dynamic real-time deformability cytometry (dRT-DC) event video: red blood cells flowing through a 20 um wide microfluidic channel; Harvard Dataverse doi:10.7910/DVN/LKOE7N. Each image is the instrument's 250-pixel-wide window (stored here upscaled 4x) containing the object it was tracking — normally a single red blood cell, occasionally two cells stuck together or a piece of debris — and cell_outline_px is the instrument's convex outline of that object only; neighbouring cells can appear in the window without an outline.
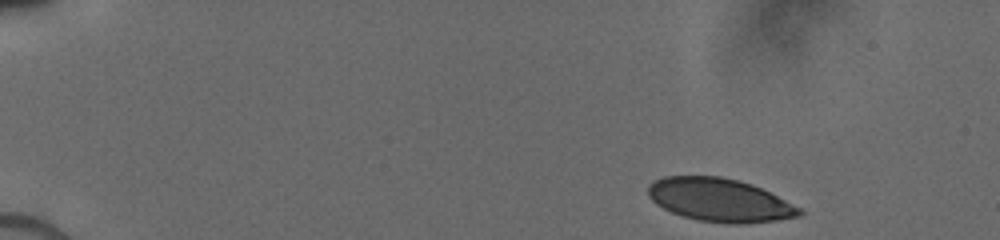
{"species": "human", "species_latin": "Homo sapiens", "temperature_condition": "cold", "stored_images_in_passage": 22, "camera_frame_rate_fps": 3000, "um_per_image_px": 0.085, "donor": {"sex": "male"}, "frame": {"image": 1, "passage_image": 1, "time_ms": 0.0, "image_size_px": [1000, 240], "cell_outline_px": [[804, 212], [800, 216], [776, 220], [744, 224], [728, 224], [696, 220], [672, 212], [656, 204], [648, 196], [648, 184], [664, 176], [720, 176], [752, 184], [800, 208]], "centroid_in_image_um": [61.14, 17.01], "position_along_channel_um": 23.9, "area_um2": 37.92}}
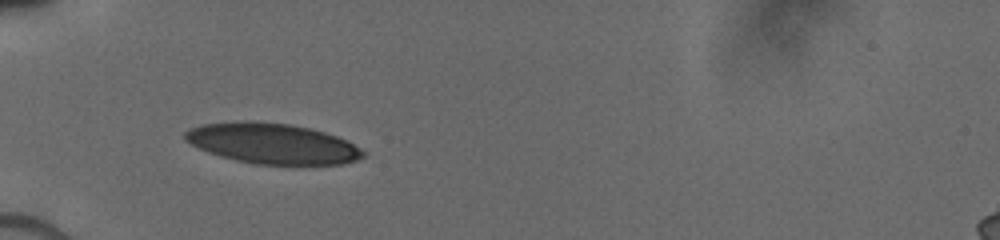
{"frame": {"image": 2, "passage_image": 16, "time_ms": 3.667, "image_size_px": [1000, 240], "cell_outline_px": [[364, 156], [356, 160], [344, 164], [256, 164], [236, 160], [220, 156], [208, 152], [184, 140], [184, 132], [200, 124], [244, 120], [252, 120], [292, 124], [324, 132], [348, 140], [360, 148], [364, 152]], "centroid_in_image_um": [23.14, 12.18], "position_along_channel_um": 61.9, "area_um2": 42.02}}
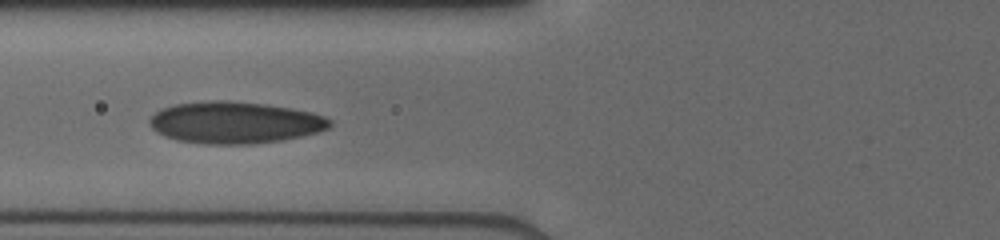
{"frame": {"image": 3, "passage_image": 21, "time_ms": 5.0, "image_size_px": [1000, 240], "cell_outline_px": [[332, 124], [328, 128], [320, 132], [304, 136], [284, 140], [252, 144], [204, 144], [176, 140], [164, 136], [156, 132], [148, 124], [148, 120], [156, 112], [164, 108], [176, 104], [216, 100], [228, 100], [264, 104], [312, 112], [324, 116], [332, 120]], "centroid_in_image_um": [19.98, 10.43], "position_along_channel_um": 105.8, "area_um2": 44.1}}